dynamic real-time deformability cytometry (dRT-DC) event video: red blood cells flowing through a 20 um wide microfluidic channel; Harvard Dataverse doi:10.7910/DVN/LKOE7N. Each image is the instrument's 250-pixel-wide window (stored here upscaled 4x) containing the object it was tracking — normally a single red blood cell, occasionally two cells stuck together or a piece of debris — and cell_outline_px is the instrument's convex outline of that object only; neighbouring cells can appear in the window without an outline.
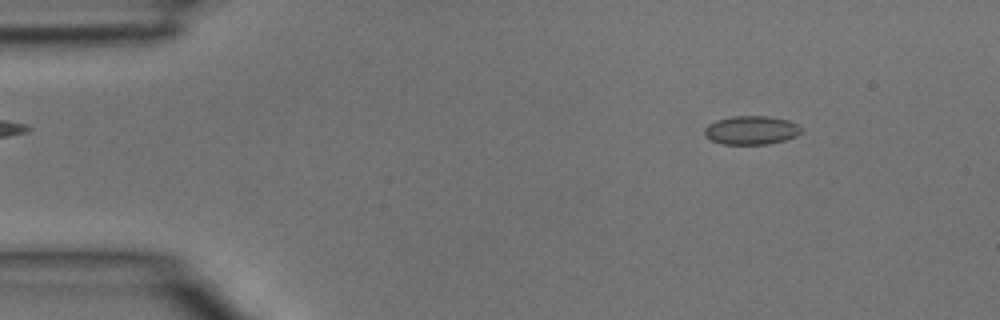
{"species": "common noctule bat (a hibernating species)", "species_latin": "Nyctalus noctula", "temperature_condition": "room temperature", "stored_images_in_passage": 4, "camera_frame_rate_fps": 3000, "um_per_image_px": 0.085, "animal": {"sex": "male", "body_mass_g": 15.6}, "frame": {"image": 1, "passage_image": 1, "time_ms": 0.0, "image_size_px": [1000, 320], "cell_outline_px": [[800, 132], [796, 136], [784, 140], [768, 144], [724, 144], [712, 140], [704, 132], [704, 128], [708, 124], [716, 120], [732, 116], [768, 116], [788, 120], [796, 124], [800, 128]], "centroid_in_image_um": [63.84, 11.06], "position_along_channel_um": 21.2, "area_um2": 15.95}}
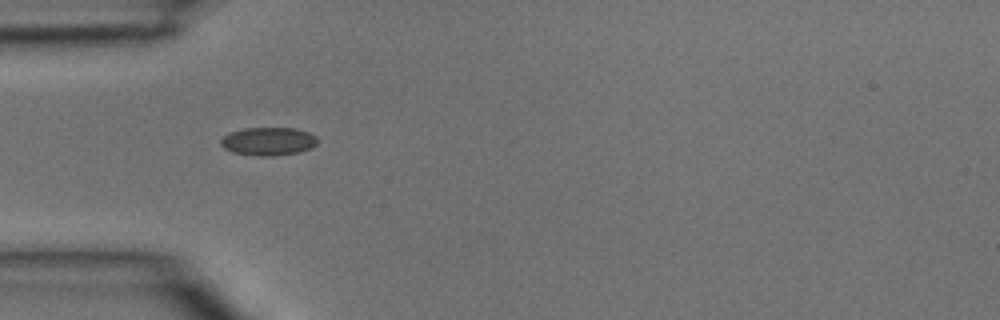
{"frame": {"image": 2, "passage_image": 3, "time_ms": 0.667, "image_size_px": [1000, 320], "cell_outline_px": [[316, 144], [312, 148], [300, 152], [272, 156], [256, 156], [232, 152], [224, 148], [220, 144], [220, 140], [224, 136], [232, 132], [244, 128], [296, 128], [308, 132], [316, 136]], "centroid_in_image_um": [22.81, 12.02], "position_along_channel_um": 62.2, "area_um2": 15.9}}